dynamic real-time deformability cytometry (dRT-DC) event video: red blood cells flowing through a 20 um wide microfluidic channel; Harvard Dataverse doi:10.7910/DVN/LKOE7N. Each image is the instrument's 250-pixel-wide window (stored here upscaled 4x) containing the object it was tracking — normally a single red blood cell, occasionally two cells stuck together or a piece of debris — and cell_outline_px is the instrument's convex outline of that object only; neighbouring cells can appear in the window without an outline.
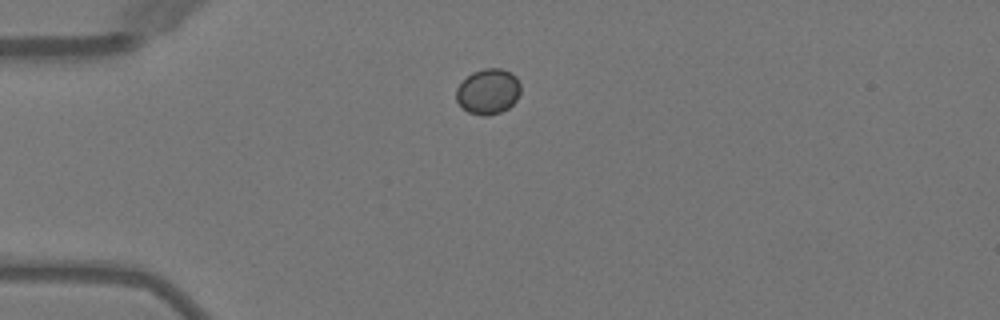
{"species": "Egyptian fruit bat (a non-hibernating species)", "species_latin": "Rousettus aegyptiacus", "temperature_condition": "warm", "stored_images_in_passage": 39, "camera_frame_rate_fps": 3000, "um_per_image_px": 0.085, "animal": {"sex": "female"}, "frame": {"image": 1, "passage_image": 1, "time_ms": 0.0, "image_size_px": [1000, 320], "cell_outline_px": [[520, 92], [516, 100], [508, 108], [500, 112], [488, 116], [484, 116], [468, 112], [456, 100], [456, 88], [472, 72], [484, 68], [500, 68], [516, 76], [520, 84]], "centroid_in_image_um": [41.49, 7.77], "position_along_channel_um": 43.5, "area_um2": 16.94}}
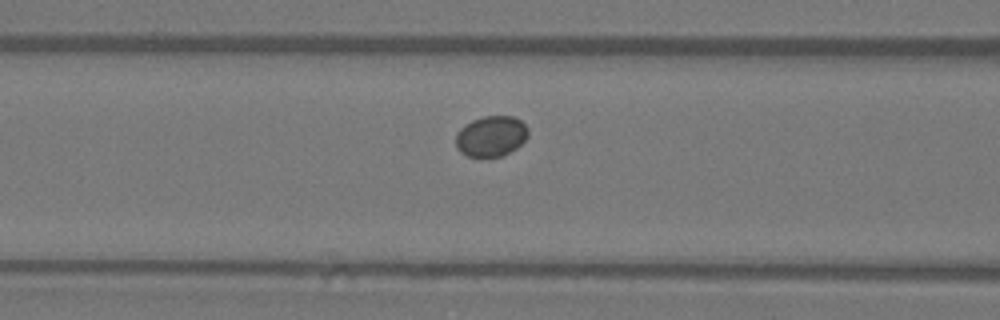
{"frame": {"image": 2, "passage_image": 9, "time_ms": 2.667, "image_size_px": [1000, 320], "cell_outline_px": [[528, 136], [516, 148], [500, 156], [468, 156], [460, 152], [456, 148], [456, 132], [464, 124], [472, 120], [484, 116], [512, 116], [520, 120], [528, 128]], "centroid_in_image_um": [41.72, 11.56], "position_along_channel_um": 124.9, "area_um2": 17.05}}
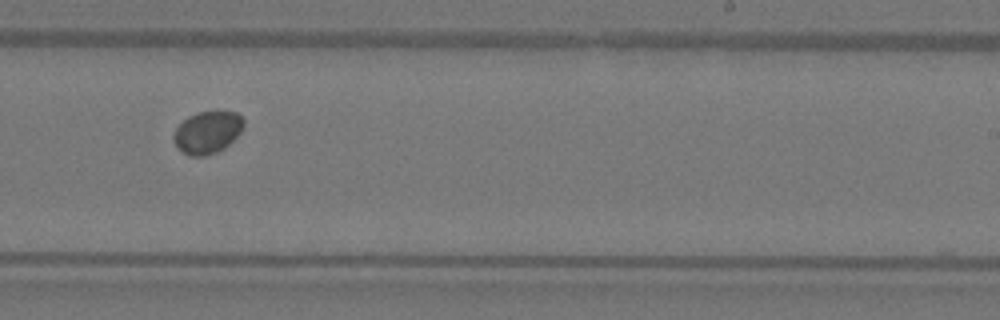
{"frame": {"image": 3, "passage_image": 20, "time_ms": 6.333, "image_size_px": [1000, 320], "cell_outline_px": [[244, 124], [240, 132], [224, 148], [216, 152], [204, 156], [188, 156], [172, 140], [172, 136], [176, 128], [188, 116], [196, 112], [236, 112], [244, 120]], "centroid_in_image_um": [17.61, 11.25], "position_along_channel_um": 271.4, "area_um2": 16.99}}